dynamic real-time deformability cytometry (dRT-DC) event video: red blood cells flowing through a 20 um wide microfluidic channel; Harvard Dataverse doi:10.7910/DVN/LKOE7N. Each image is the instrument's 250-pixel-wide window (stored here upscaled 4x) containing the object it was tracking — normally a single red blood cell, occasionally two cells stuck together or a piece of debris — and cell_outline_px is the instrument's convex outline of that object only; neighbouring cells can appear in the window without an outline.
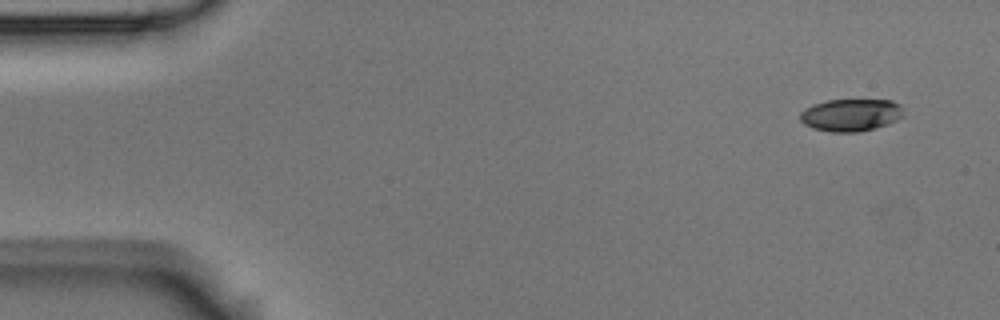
{"species": "Egyptian fruit bat (a non-hibernating species)", "species_latin": "Rousettus aegyptiacus", "temperature_condition": "room temperature", "stored_images_in_passage": 4, "camera_frame_rate_fps": 3000, "um_per_image_px": 0.085, "animal": {"sex": "male"}, "frame": {"image": 1, "passage_image": 1, "time_ms": 0.0, "image_size_px": [1000, 320], "cell_outline_px": [[904, 116], [896, 120], [876, 128], [860, 132], [832, 132], [812, 128], [804, 124], [800, 120], [800, 112], [804, 108], [812, 104], [828, 100], [892, 100], [900, 104], [904, 108]], "centroid_in_image_um": [72.33, 9.77], "position_along_channel_um": 12.7, "area_um2": 19.77}}
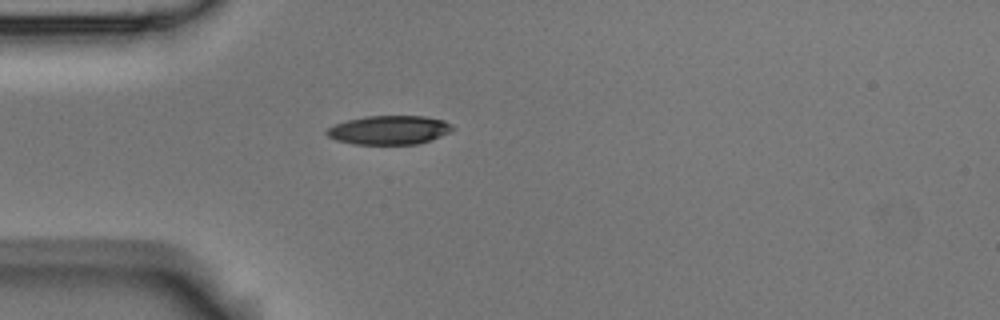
{"frame": {"image": 2, "passage_image": 4, "time_ms": 1.0, "image_size_px": [1000, 320], "cell_outline_px": [[456, 128], [452, 132], [432, 140], [416, 144], [356, 144], [336, 140], [328, 136], [324, 132], [328, 128], [336, 124], [348, 120], [364, 116], [424, 116], [444, 120], [452, 124]], "centroid_in_image_um": [33.14, 11.05], "position_along_channel_um": 51.9, "area_um2": 21.33}}